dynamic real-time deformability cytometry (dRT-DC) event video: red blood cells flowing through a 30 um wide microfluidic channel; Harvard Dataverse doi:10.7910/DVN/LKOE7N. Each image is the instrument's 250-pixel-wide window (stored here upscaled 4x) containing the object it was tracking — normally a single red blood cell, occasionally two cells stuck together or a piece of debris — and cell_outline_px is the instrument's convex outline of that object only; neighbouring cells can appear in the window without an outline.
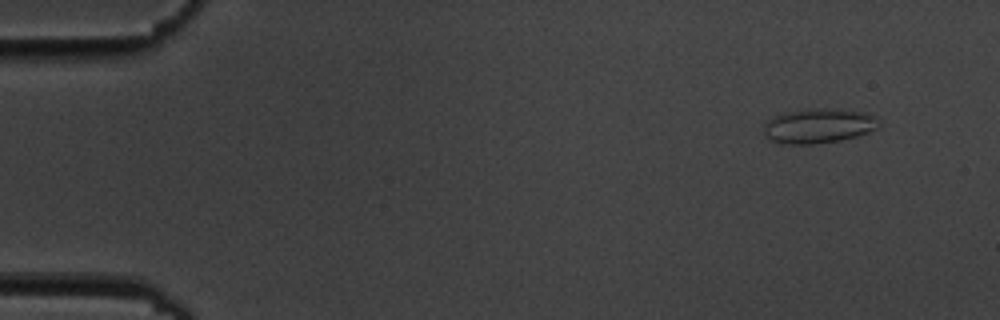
{"species": "common noctule bat (a hibernating species)", "species_latin": "Nyctalus noctula", "temperature_condition": "cold", "stored_images_in_passage": 7, "camera_frame_rate_fps": 3000, "um_per_image_px": 0.085, "animal": {"sex": "male", "body_mass_g": 19.5, "forearm_length_mm": 54.6}, "frame": {"image": 1, "passage_image": 2, "time_ms": 1.0, "image_size_px": [1000, 320], "cell_outline_px": [[880, 124], [876, 128], [868, 132], [856, 136], [840, 140], [812, 144], [784, 144], [772, 140], [764, 132], [764, 124], [768, 120], [784, 112], [816, 108], [860, 112], [876, 116], [880, 120]], "centroid_in_image_um": [69.58, 10.7], "position_along_channel_um": 15.4, "area_um2": 22.83}}
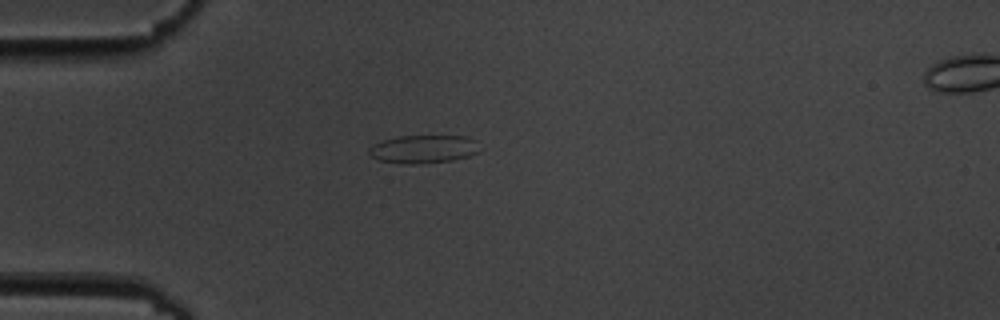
{"frame": {"image": 2, "passage_image": 5, "time_ms": 4.667, "image_size_px": [1000, 320], "cell_outline_px": [[476, 152], [468, 156], [452, 160], [416, 164], [412, 164], [380, 160], [368, 156], [368, 148], [372, 144], [384, 140], [400, 136], [464, 136], [476, 140]], "centroid_in_image_um": [35.93, 12.67], "position_along_channel_um": 49.1, "area_um2": 17.86}}
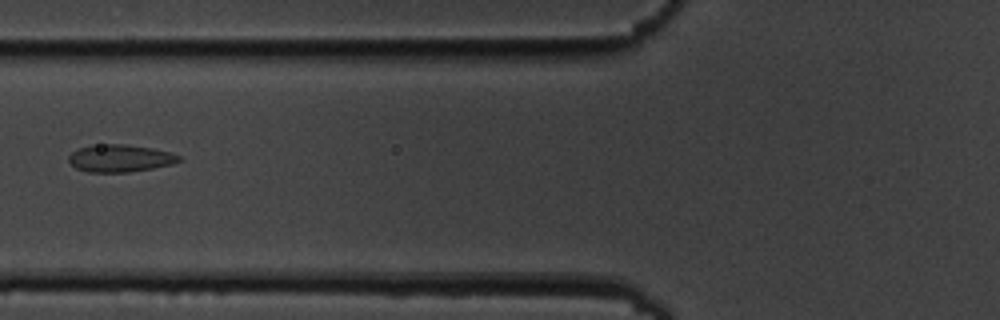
{"frame": {"image": 3, "passage_image": 7, "time_ms": 7.0, "image_size_px": [1000, 320], "cell_outline_px": [[180, 160], [172, 164], [152, 168], [128, 172], [88, 172], [76, 168], [68, 160], [68, 156], [76, 148], [100, 144], [124, 144], [152, 148], [168, 152], [180, 156]], "centroid_in_image_um": [10.16, 13.45], "position_along_channel_um": 115.6, "area_um2": 17.46}}